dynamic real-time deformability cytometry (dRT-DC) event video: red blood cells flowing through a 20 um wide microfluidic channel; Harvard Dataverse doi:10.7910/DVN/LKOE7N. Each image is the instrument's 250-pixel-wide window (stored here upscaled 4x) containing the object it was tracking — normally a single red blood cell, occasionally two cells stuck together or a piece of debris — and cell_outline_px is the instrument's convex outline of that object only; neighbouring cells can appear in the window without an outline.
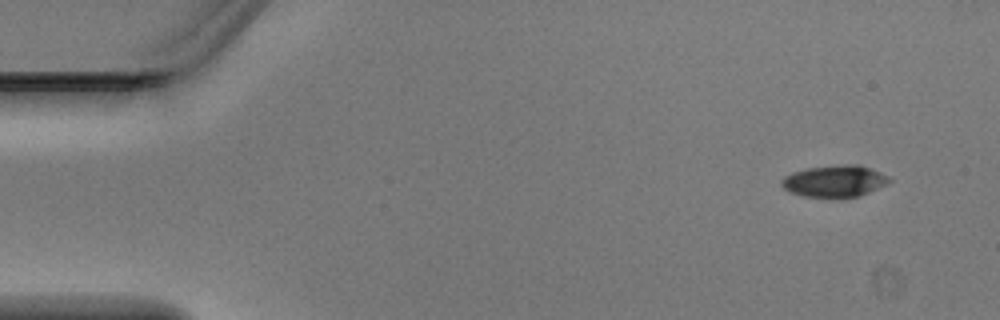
{"species": "Egyptian fruit bat (a non-hibernating species)", "species_latin": "Rousettus aegyptiacus", "temperature_condition": "warm", "stored_images_in_passage": 3, "camera_frame_rate_fps": 3000, "um_per_image_px": 0.085, "animal": {"sex": "male"}, "frame": {"image": 1, "passage_image": 1, "time_ms": 0.0, "image_size_px": [1000, 320], "cell_outline_px": [[892, 180], [888, 184], [860, 196], [804, 196], [792, 192], [784, 188], [780, 184], [780, 180], [784, 176], [792, 172], [808, 168], [844, 164], [860, 164], [880, 172], [888, 176]], "centroid_in_image_um": [70.97, 15.37], "position_along_channel_um": 14.0, "area_um2": 19.71}}
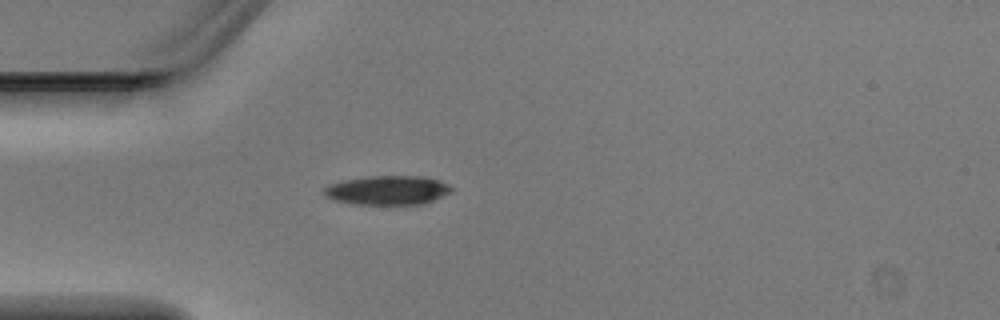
{"frame": {"image": 2, "passage_image": 3, "time_ms": 0.667, "image_size_px": [1000, 320], "cell_outline_px": [[452, 192], [424, 204], [352, 204], [336, 200], [324, 196], [324, 188], [332, 184], [344, 180], [372, 176], [420, 176], [440, 180], [448, 184], [452, 188]], "centroid_in_image_um": [32.98, 16.17], "position_along_channel_um": 52.0, "area_um2": 21.5}}